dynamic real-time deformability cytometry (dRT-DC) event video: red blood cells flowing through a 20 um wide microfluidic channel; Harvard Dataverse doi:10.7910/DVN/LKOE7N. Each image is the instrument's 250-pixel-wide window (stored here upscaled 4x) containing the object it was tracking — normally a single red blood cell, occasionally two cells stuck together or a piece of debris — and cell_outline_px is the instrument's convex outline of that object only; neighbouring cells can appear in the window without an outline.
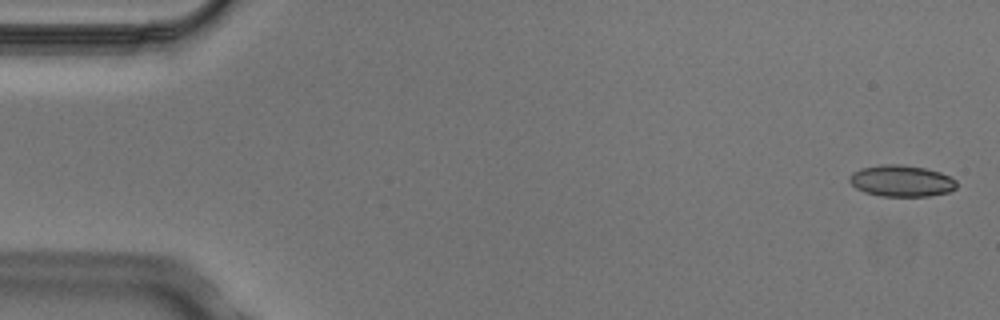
{"species": "Egyptian fruit bat (a non-hibernating species)", "species_latin": "Rousettus aegyptiacus", "temperature_condition": "cold", "stored_images_in_passage": 4, "camera_frame_rate_fps": 3000, "um_per_image_px": 0.085, "animal": {"sex": "male"}, "frame": {"image": 1, "passage_image": 1, "time_ms": 0.0, "image_size_px": [1000, 320], "cell_outline_px": [[956, 188], [948, 192], [928, 196], [880, 196], [864, 192], [856, 188], [848, 180], [848, 176], [852, 172], [860, 168], [884, 164], [896, 164], [924, 168], [940, 172], [956, 180]], "centroid_in_image_um": [76.58, 15.38], "position_along_channel_um": 8.4, "area_um2": 19.59}}